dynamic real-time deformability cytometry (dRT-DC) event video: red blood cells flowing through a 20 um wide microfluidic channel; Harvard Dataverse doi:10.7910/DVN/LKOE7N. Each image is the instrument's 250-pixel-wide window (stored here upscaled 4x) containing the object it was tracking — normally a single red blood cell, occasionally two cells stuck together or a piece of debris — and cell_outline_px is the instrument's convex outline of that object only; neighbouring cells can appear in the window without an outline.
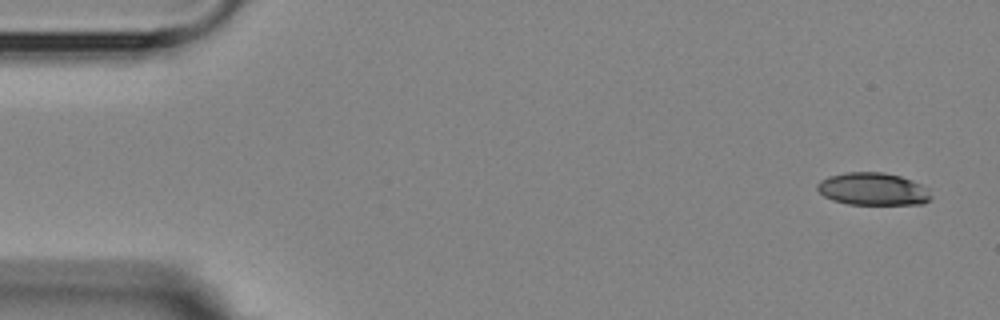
{"species": "Egyptian fruit bat (a non-hibernating species)", "species_latin": "Rousettus aegyptiacus", "temperature_condition": "room temperature", "stored_images_in_passage": 4, "camera_frame_rate_fps": 3000, "um_per_image_px": 0.085, "animal": {"sex": "female"}, "frame": {"image": 1, "passage_image": 1, "time_ms": 0.0, "image_size_px": [1000, 320], "cell_outline_px": [[932, 200], [924, 204], [848, 204], [832, 200], [824, 196], [816, 188], [816, 184], [820, 180], [828, 176], [844, 172], [884, 172], [900, 176], [912, 180], [928, 188], [932, 196]], "centroid_in_image_um": [74.21, 16.06], "position_along_channel_um": 10.8, "area_um2": 21.85}}
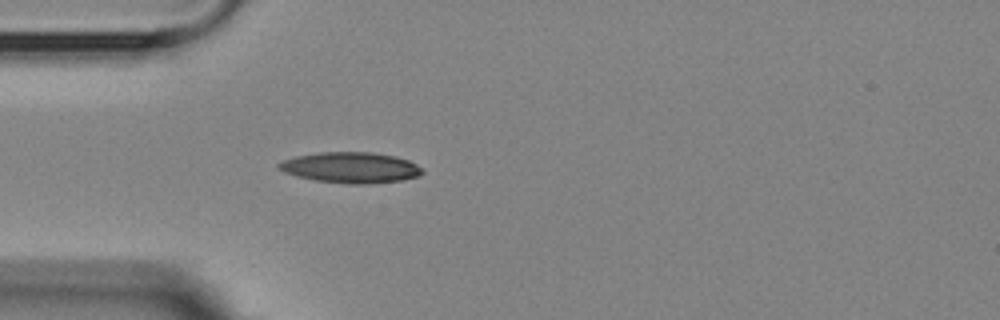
{"frame": {"image": 2, "passage_image": 4, "time_ms": 4.333, "image_size_px": [1000, 320], "cell_outline_px": [[424, 172], [420, 176], [404, 180], [364, 184], [348, 184], [316, 180], [296, 176], [284, 172], [276, 168], [276, 164], [284, 160], [296, 156], [320, 152], [372, 152], [396, 156], [408, 160], [416, 164]], "centroid_in_image_um": [29.81, 14.24], "position_along_channel_um": 55.2, "area_um2": 25.84}}